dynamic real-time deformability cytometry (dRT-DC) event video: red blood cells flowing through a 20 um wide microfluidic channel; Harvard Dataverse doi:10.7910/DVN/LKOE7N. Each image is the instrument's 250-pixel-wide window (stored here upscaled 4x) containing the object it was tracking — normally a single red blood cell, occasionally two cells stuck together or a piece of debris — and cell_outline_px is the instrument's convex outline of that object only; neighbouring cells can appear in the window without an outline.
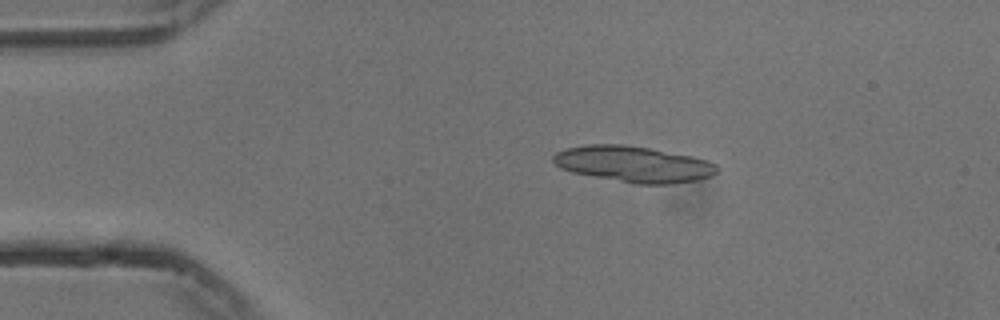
{"species": "common noctule bat (a hibernating species)", "species_latin": "Nyctalus noctula", "temperature_condition": "cold", "stored_images_in_passage": 45, "segment_of_instrument_passage": [1, 2], "camera_frame_rate_fps": 3000, "um_per_image_px": 0.085, "animal": {"sex": "male", "body_mass_g": 13.3}, "frame": {"image": 1, "passage_image": 2, "time_ms": 0.333, "image_size_px": [1000, 320], "cell_outline_px": [[720, 172], [712, 176], [696, 180], [672, 184], [636, 184], [572, 172], [560, 168], [552, 160], [552, 156], [556, 152], [568, 148], [588, 144], [624, 144], [648, 148], [692, 156], [708, 160], [716, 164], [720, 168]], "centroid_in_image_um": [53.89, 13.95], "position_along_channel_um": 31.1, "area_um2": 34.51}}